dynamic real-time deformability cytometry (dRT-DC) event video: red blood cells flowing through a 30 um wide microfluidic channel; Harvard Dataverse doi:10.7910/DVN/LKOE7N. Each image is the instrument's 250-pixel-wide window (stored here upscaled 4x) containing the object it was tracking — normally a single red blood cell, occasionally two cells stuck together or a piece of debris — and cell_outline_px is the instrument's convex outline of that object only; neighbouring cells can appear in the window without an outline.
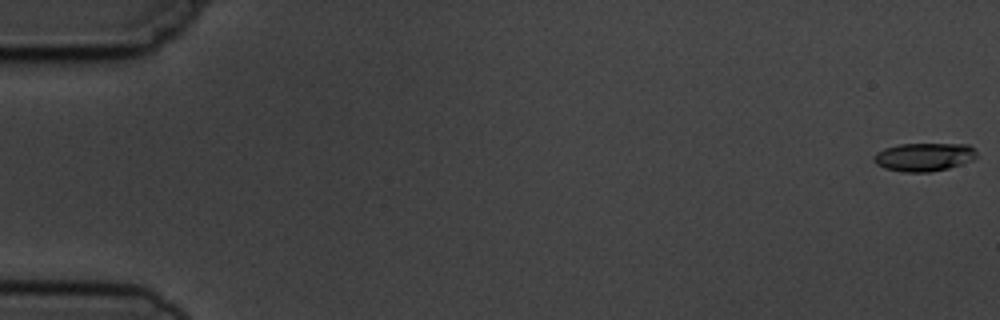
{"species": "common noctule bat (a hibernating species)", "species_latin": "Nyctalus noctula", "temperature_condition": "cold", "stored_images_in_passage": 6, "camera_frame_rate_fps": 3000, "um_per_image_px": 0.085, "animal": {"sex": "male", "body_mass_g": 19.5, "forearm_length_mm": 54.6}, "frame": {"image": 1, "passage_image": 1, "time_ms": 0.0, "image_size_px": [1000, 320], "cell_outline_px": [[976, 156], [972, 160], [948, 168], [928, 172], [904, 172], [884, 168], [876, 164], [872, 156], [876, 152], [884, 148], [900, 144], [968, 144], [976, 152]], "centroid_in_image_um": [78.49, 13.34], "position_along_channel_um": 6.5, "area_um2": 16.88}}
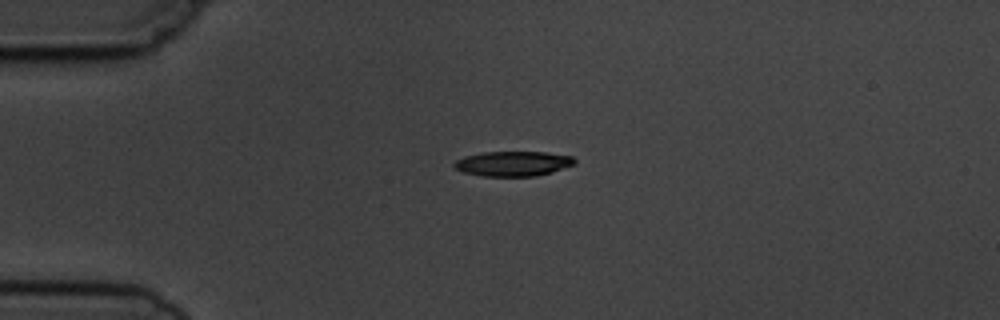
{"frame": {"image": 2, "passage_image": 4, "time_ms": 4.333, "image_size_px": [1000, 320], "cell_outline_px": [[576, 164], [552, 172], [536, 176], [484, 176], [464, 172], [456, 168], [452, 164], [456, 160], [464, 156], [484, 152], [544, 152], [572, 156], [576, 160]], "centroid_in_image_um": [43.63, 13.9], "position_along_channel_um": 41.4, "area_um2": 17.46}}
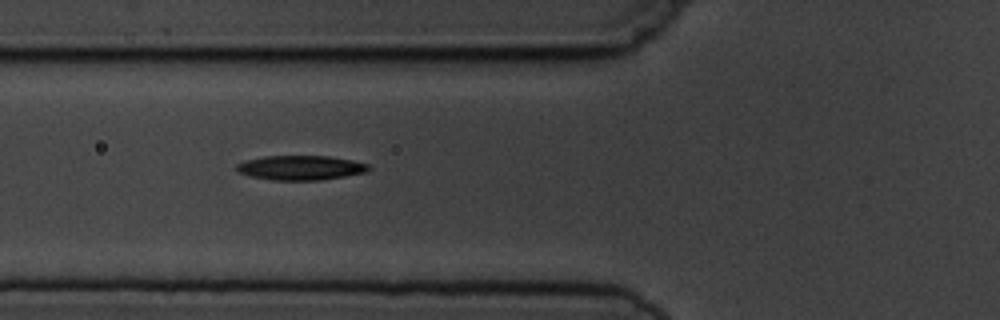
{"frame": {"image": 3, "passage_image": 6, "time_ms": 6.667, "image_size_px": [1000, 320], "cell_outline_px": [[372, 168], [368, 172], [320, 180], [272, 180], [248, 176], [240, 172], [236, 168], [236, 164], [248, 160], [264, 156], [328, 156], [352, 160], [368, 164]], "centroid_in_image_um": [25.58, 14.26], "position_along_channel_um": 100.2, "area_um2": 18.84}}